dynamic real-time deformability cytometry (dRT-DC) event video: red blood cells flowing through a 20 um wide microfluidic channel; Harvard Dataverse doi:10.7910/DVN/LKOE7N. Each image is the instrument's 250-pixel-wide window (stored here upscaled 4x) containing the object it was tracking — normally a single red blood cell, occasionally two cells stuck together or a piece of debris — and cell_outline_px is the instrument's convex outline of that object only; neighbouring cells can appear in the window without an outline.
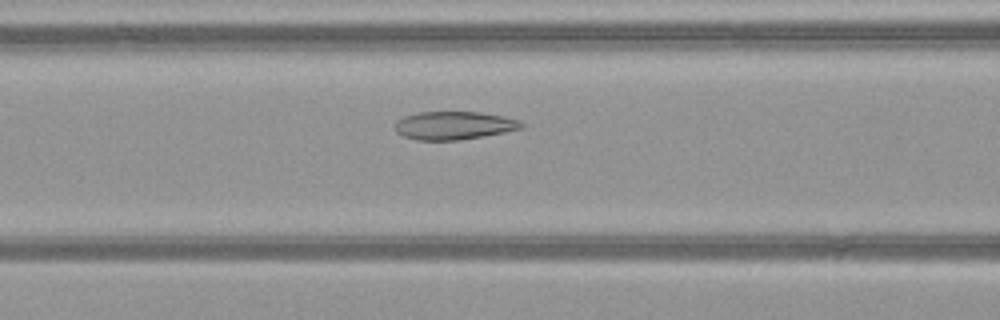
{"species": "common noctule bat (a hibernating species)", "species_latin": "Nyctalus noctula", "temperature_condition": "warm", "stored_images_in_passage": 47, "camera_frame_rate_fps": 3000, "um_per_image_px": 0.085, "animal": {"sex": "female", "body_mass_g": 21.9}, "frame": {"image": 1, "passage_image": 18, "time_ms": 5.667, "image_size_px": [1000, 320], "cell_outline_px": [[524, 128], [484, 136], [460, 140], [416, 140], [404, 136], [396, 132], [396, 120], [404, 116], [416, 112], [480, 112], [504, 116], [520, 120], [524, 124]], "centroid_in_image_um": [38.6, 10.66], "position_along_channel_um": 128.0, "area_um2": 20.87}}
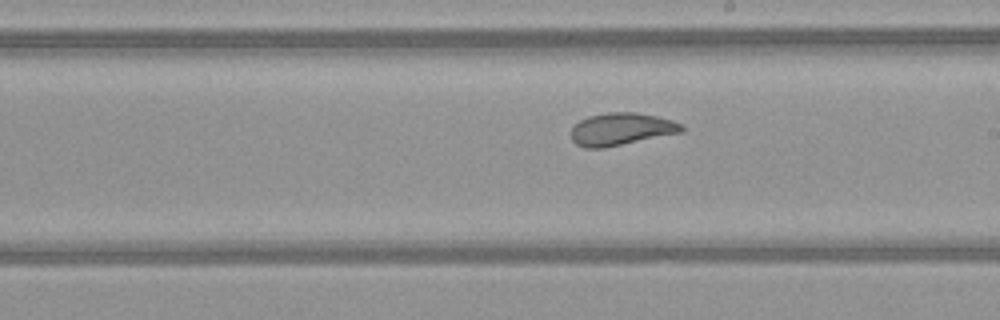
{"frame": {"image": 2, "passage_image": 26, "time_ms": 8.333, "image_size_px": [1000, 320], "cell_outline_px": [[684, 132], [604, 148], [584, 148], [576, 144], [572, 140], [572, 128], [580, 120], [588, 116], [608, 112], [636, 112], [656, 116], [672, 120], [684, 124]], "centroid_in_image_um": [52.84, 10.97], "position_along_channel_um": 236.2, "area_um2": 21.04}}
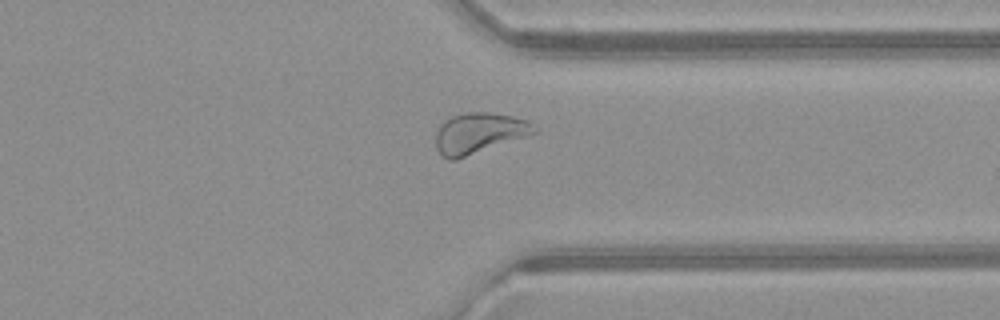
{"frame": {"image": 3, "passage_image": 36, "time_ms": 11.667, "image_size_px": [1000, 320], "cell_outline_px": [[536, 132], [532, 136], [456, 160], [448, 160], [436, 148], [436, 132], [440, 124], [444, 120], [452, 116], [468, 112], [492, 112], [512, 116], [528, 120], [536, 128]], "centroid_in_image_um": [40.76, 11.33], "position_along_channel_um": 370.6, "area_um2": 23.81}, "authors_computed_cell_mechanics": {"area_um2": 24.5072, "velocity_mm_per_s": 4.0463, "shape_relaxation_time_tau1_ms": 5.9649, "shape_relaxation_time_tau2_ms": 0.9971, "deformation_change_tau1": 0.1486, "deformation_change_tau2": 0.057}}